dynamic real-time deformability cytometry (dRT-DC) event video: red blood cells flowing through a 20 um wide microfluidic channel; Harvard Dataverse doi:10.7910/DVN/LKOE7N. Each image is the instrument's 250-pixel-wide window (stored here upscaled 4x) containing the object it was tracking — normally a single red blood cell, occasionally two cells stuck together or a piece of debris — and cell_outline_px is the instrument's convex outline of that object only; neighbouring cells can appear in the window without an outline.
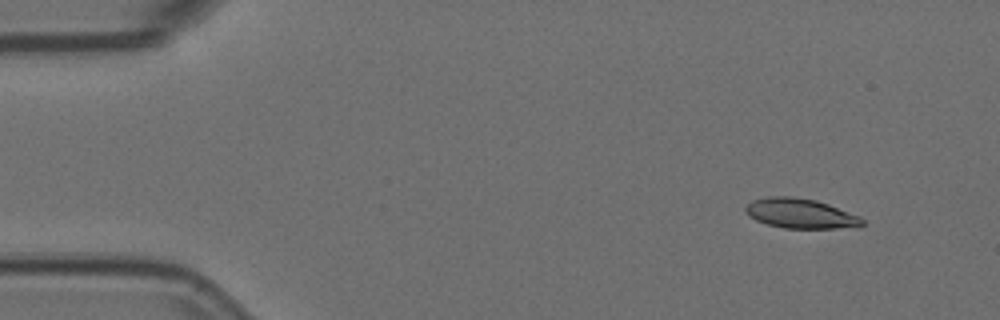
{"species": "Egyptian fruit bat (a non-hibernating species)", "species_latin": "Rousettus aegyptiacus", "temperature_condition": "room temperature", "stored_images_in_passage": 5, "segment_of_instrument_passage": [1, 2], "camera_frame_rate_fps": 3000, "um_per_image_px": 0.085, "animal": {"sex": "female"}, "frame": {"image": 1, "passage_image": 1, "time_ms": 0.0, "image_size_px": [1000, 320], "cell_outline_px": [[864, 224], [832, 228], [784, 228], [768, 224], [756, 220], [748, 216], [744, 212], [744, 208], [752, 200], [768, 196], [792, 196], [816, 200], [828, 204], [860, 216], [864, 220]], "centroid_in_image_um": [67.97, 18.12], "position_along_channel_um": 17.0, "area_um2": 20.11}}
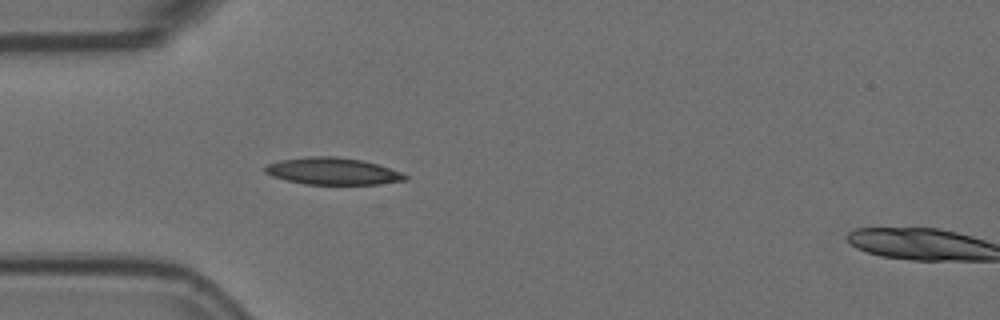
{"frame": {"image": 2, "passage_image": 4, "time_ms": 1.0, "image_size_px": [1000, 320], "cell_outline_px": [[408, 180], [380, 184], [304, 184], [272, 176], [264, 172], [264, 168], [268, 164], [280, 160], [308, 156], [336, 156], [364, 160], [400, 172], [408, 176]], "centroid_in_image_um": [28.28, 14.55], "position_along_channel_um": 56.7, "area_um2": 21.96}}